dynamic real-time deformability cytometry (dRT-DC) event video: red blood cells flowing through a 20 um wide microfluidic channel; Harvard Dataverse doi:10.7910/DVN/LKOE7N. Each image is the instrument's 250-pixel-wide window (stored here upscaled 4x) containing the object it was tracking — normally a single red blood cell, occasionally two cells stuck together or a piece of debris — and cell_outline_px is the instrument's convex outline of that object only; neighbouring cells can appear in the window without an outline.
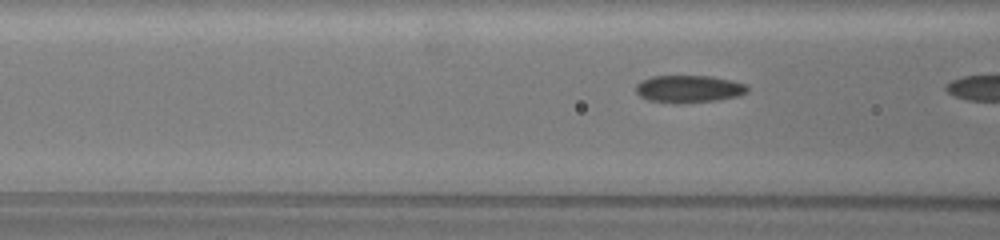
{"species": "common noctule bat (a hibernating species)", "species_latin": "Nyctalus noctula", "temperature_condition": "warm", "stored_images_in_passage": 24, "camera_frame_rate_fps": 3000, "um_per_image_px": 0.085, "animal": {"sex": "female", "body_mass_g": 19.5, "forearm_length_mm": 54.1}, "frame": {"image": 1, "passage_image": 23, "time_ms": 7.333, "image_size_px": [1000, 240], "cell_outline_px": [[748, 92], [736, 96], [716, 100], [684, 104], [676, 104], [648, 100], [640, 96], [636, 92], [636, 84], [640, 80], [652, 76], [712, 76], [744, 84], [748, 88]], "centroid_in_image_um": [58.49, 7.57], "position_along_channel_um": 108.1, "area_um2": 17.86}}